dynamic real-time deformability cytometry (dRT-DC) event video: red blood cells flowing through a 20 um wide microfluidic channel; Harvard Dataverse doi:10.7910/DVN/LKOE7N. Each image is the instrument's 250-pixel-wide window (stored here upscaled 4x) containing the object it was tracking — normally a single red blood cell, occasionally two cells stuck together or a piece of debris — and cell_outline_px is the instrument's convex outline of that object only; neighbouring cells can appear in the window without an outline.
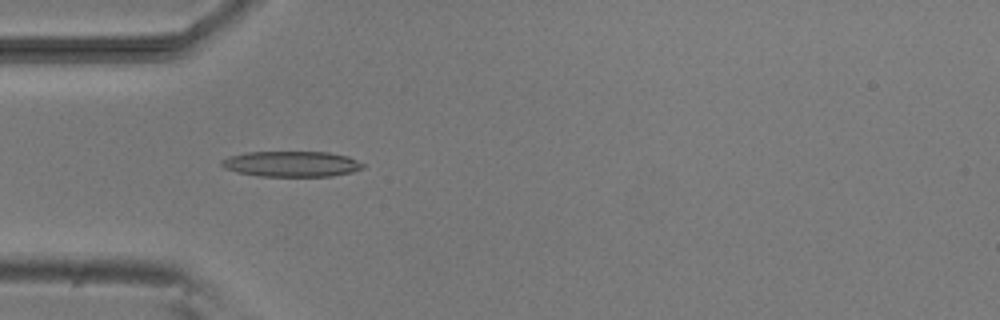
{"species": "common noctule bat (a hibernating species)", "species_latin": "Nyctalus noctula", "temperature_condition": "room temperature", "stored_images_in_passage": 6, "camera_frame_rate_fps": 3000, "um_per_image_px": 0.085, "animal": {"sex": "male", "body_mass_g": 20.5, "forearm_length_mm": 52.5}, "frame": {"image": 1, "passage_image": 5, "time_ms": 4.667, "image_size_px": [1000, 320], "cell_outline_px": [[364, 168], [352, 172], [332, 176], [260, 176], [236, 172], [224, 168], [220, 164], [220, 160], [228, 156], [248, 152], [328, 152], [348, 156], [364, 164]], "centroid_in_image_um": [24.76, 13.93], "position_along_channel_um": 60.2, "area_um2": 21.15}}
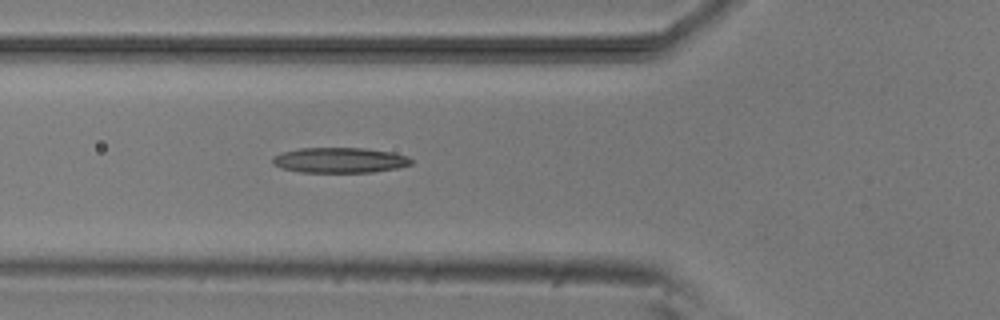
{"frame": {"image": 2, "passage_image": 6, "time_ms": 5.667, "image_size_px": [1000, 320], "cell_outline_px": [[412, 164], [400, 168], [372, 172], [300, 172], [280, 168], [272, 164], [272, 156], [284, 152], [300, 148], [364, 148], [392, 152], [408, 156], [412, 160]], "centroid_in_image_um": [28.88, 13.62], "position_along_channel_um": 96.9, "area_um2": 20.58}}